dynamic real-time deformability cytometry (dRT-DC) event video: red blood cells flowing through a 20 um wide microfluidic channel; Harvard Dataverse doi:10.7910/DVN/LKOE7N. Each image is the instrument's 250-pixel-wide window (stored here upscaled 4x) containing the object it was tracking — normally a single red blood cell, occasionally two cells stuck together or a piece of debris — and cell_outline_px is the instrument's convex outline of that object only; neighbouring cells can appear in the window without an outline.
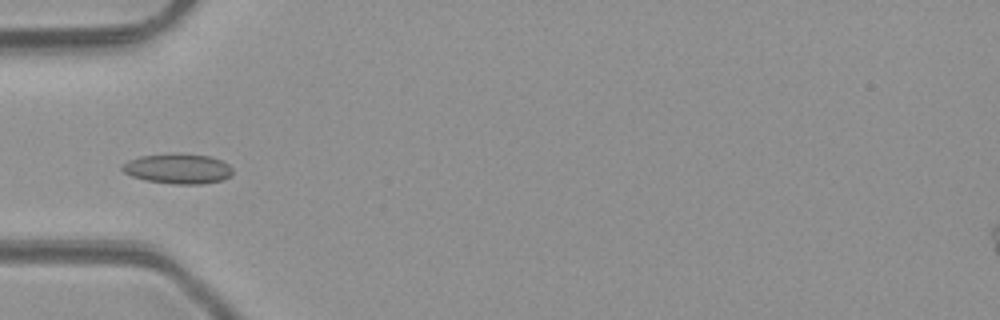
{"species": "common noctule bat (a hibernating species)", "species_latin": "Nyctalus noctula", "temperature_condition": "room temperature", "stored_images_in_passage": 7, "camera_frame_rate_fps": 3000, "um_per_image_px": 0.085, "animal": {"sex": "male", "body_mass_g": 23.1, "forearm_length_mm": 52.7}, "frame": {"image": 1, "passage_image": 6, "time_ms": 6.0, "image_size_px": [1000, 320], "cell_outline_px": [[232, 176], [224, 180], [200, 184], [176, 184], [148, 180], [132, 176], [124, 172], [120, 168], [120, 164], [128, 160], [140, 156], [172, 152], [176, 152], [212, 156], [228, 164], [232, 168]], "centroid_in_image_um": [15.13, 14.31], "position_along_channel_um": 69.9, "area_um2": 19.71}}
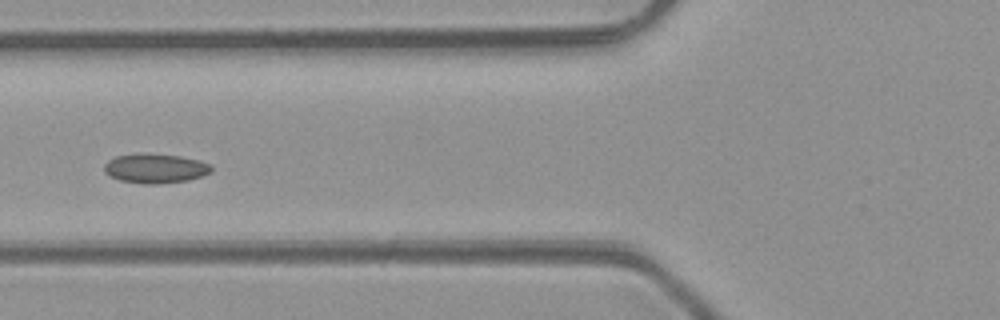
{"frame": {"image": 2, "passage_image": 7, "time_ms": 7.0, "image_size_px": [1000, 320], "cell_outline_px": [[212, 172], [188, 180], [156, 184], [144, 184], [120, 180], [108, 176], [104, 172], [104, 164], [108, 160], [116, 156], [180, 156], [200, 160], [212, 164]], "centroid_in_image_um": [13.23, 14.36], "position_along_channel_um": 112.6, "area_um2": 17.74}}